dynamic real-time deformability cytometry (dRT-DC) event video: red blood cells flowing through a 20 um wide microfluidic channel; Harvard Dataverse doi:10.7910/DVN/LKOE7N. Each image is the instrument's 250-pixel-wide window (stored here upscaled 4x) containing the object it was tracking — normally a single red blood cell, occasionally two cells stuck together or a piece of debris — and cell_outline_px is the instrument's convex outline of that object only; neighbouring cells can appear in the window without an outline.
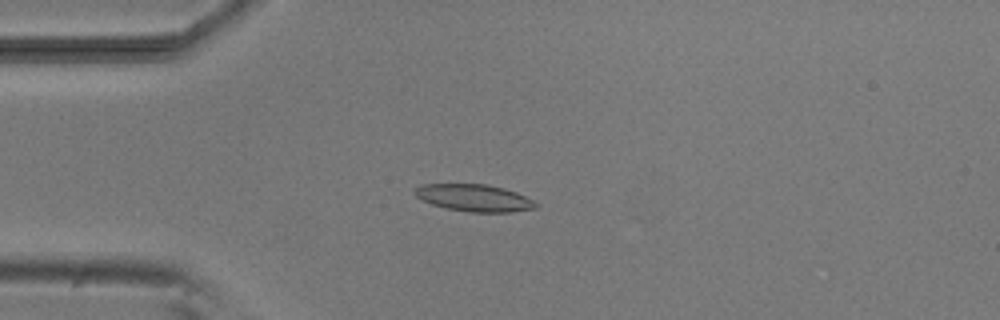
{"species": "common noctule bat (a hibernating species)", "species_latin": "Nyctalus noctula", "temperature_condition": "room temperature", "stored_images_in_passage": 7, "camera_frame_rate_fps": 3000, "um_per_image_px": 0.085, "animal": {"sex": "male", "body_mass_g": 20.5, "forearm_length_mm": 52.5}, "frame": {"image": 1, "passage_image": 4, "time_ms": 4.333, "image_size_px": [1000, 320], "cell_outline_px": [[540, 204], [536, 208], [512, 212], [472, 212], [448, 208], [432, 204], [416, 196], [412, 192], [416, 188], [424, 184], [488, 184], [504, 188], [516, 192]], "centroid_in_image_um": [40.34, 16.81], "position_along_channel_um": 44.7, "area_um2": 18.96}}
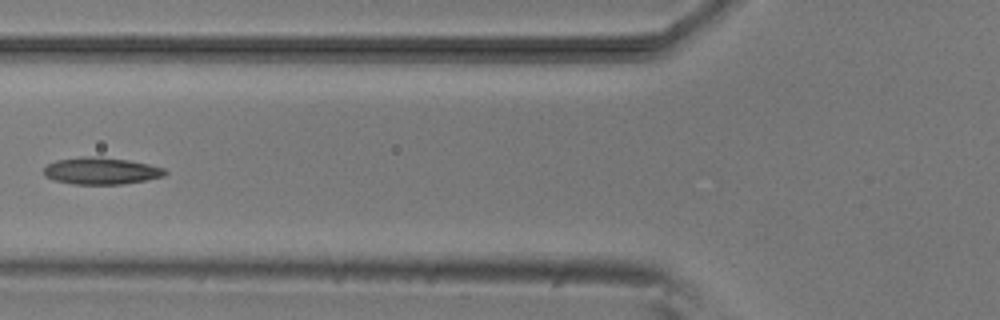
{"frame": {"image": 2, "passage_image": 6, "time_ms": 6.667, "image_size_px": [1000, 320], "cell_outline_px": [[168, 172], [164, 176], [144, 180], [120, 184], [72, 184], [52, 180], [44, 176], [44, 168], [48, 164], [56, 160], [80, 156], [100, 156], [128, 160], [148, 164], [164, 168]], "centroid_in_image_um": [8.56, 14.51], "position_along_channel_um": 117.2, "area_um2": 19.13}}
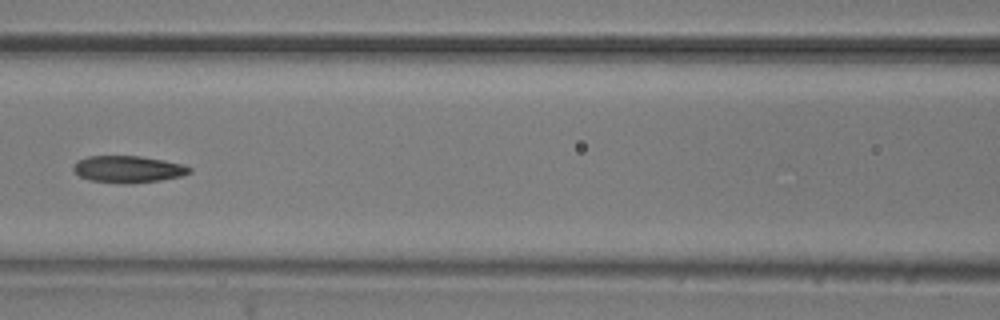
{"frame": {"image": 3, "passage_image": 7, "time_ms": 7.667, "image_size_px": [1000, 320], "cell_outline_px": [[192, 172], [180, 176], [160, 180], [132, 184], [124, 184], [88, 180], [80, 176], [72, 168], [76, 160], [88, 156], [140, 156], [164, 160], [184, 164], [192, 168]], "centroid_in_image_um": [10.89, 14.38], "position_along_channel_um": 155.7, "area_um2": 18.38}}